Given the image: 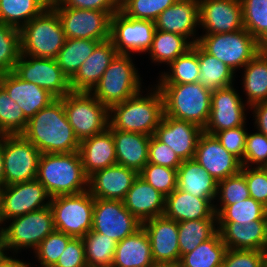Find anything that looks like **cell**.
<instances>
[{"mask_svg": "<svg viewBox=\"0 0 267 267\" xmlns=\"http://www.w3.org/2000/svg\"><path fill=\"white\" fill-rule=\"evenodd\" d=\"M41 153H73L79 151V140L68 122L63 97L56 98L28 120L21 134Z\"/></svg>", "mask_w": 267, "mask_h": 267, "instance_id": "1", "label": "cell"}, {"mask_svg": "<svg viewBox=\"0 0 267 267\" xmlns=\"http://www.w3.org/2000/svg\"><path fill=\"white\" fill-rule=\"evenodd\" d=\"M154 86L148 87L150 90L146 96L141 90L124 102L112 105L109 125L115 130L154 135L164 114L162 94Z\"/></svg>", "mask_w": 267, "mask_h": 267, "instance_id": "2", "label": "cell"}, {"mask_svg": "<svg viewBox=\"0 0 267 267\" xmlns=\"http://www.w3.org/2000/svg\"><path fill=\"white\" fill-rule=\"evenodd\" d=\"M37 180L49 196L75 195L88 190L78 151L73 153H41L38 162Z\"/></svg>", "mask_w": 267, "mask_h": 267, "instance_id": "3", "label": "cell"}, {"mask_svg": "<svg viewBox=\"0 0 267 267\" xmlns=\"http://www.w3.org/2000/svg\"><path fill=\"white\" fill-rule=\"evenodd\" d=\"M163 97L164 114L205 128L210 116L212 91L200 82L155 84Z\"/></svg>", "mask_w": 267, "mask_h": 267, "instance_id": "4", "label": "cell"}, {"mask_svg": "<svg viewBox=\"0 0 267 267\" xmlns=\"http://www.w3.org/2000/svg\"><path fill=\"white\" fill-rule=\"evenodd\" d=\"M65 40L59 17L51 7L20 29L22 55L56 59Z\"/></svg>", "mask_w": 267, "mask_h": 267, "instance_id": "5", "label": "cell"}, {"mask_svg": "<svg viewBox=\"0 0 267 267\" xmlns=\"http://www.w3.org/2000/svg\"><path fill=\"white\" fill-rule=\"evenodd\" d=\"M133 59L132 55L117 54L90 92L108 108L124 102L142 90V77Z\"/></svg>", "mask_w": 267, "mask_h": 267, "instance_id": "6", "label": "cell"}, {"mask_svg": "<svg viewBox=\"0 0 267 267\" xmlns=\"http://www.w3.org/2000/svg\"><path fill=\"white\" fill-rule=\"evenodd\" d=\"M63 106L79 142L102 133L109 126V108L90 92L71 91L63 97Z\"/></svg>", "mask_w": 267, "mask_h": 267, "instance_id": "7", "label": "cell"}, {"mask_svg": "<svg viewBox=\"0 0 267 267\" xmlns=\"http://www.w3.org/2000/svg\"><path fill=\"white\" fill-rule=\"evenodd\" d=\"M0 227L8 251H34L46 236L55 230L50 206L6 221ZM10 222V223H9Z\"/></svg>", "mask_w": 267, "mask_h": 267, "instance_id": "8", "label": "cell"}, {"mask_svg": "<svg viewBox=\"0 0 267 267\" xmlns=\"http://www.w3.org/2000/svg\"><path fill=\"white\" fill-rule=\"evenodd\" d=\"M197 43L235 73L260 52L257 40L245 28L231 33H203Z\"/></svg>", "mask_w": 267, "mask_h": 267, "instance_id": "9", "label": "cell"}, {"mask_svg": "<svg viewBox=\"0 0 267 267\" xmlns=\"http://www.w3.org/2000/svg\"><path fill=\"white\" fill-rule=\"evenodd\" d=\"M49 206L55 230L73 238H83L92 230L94 197L88 190L75 195L52 197Z\"/></svg>", "mask_w": 267, "mask_h": 267, "instance_id": "10", "label": "cell"}, {"mask_svg": "<svg viewBox=\"0 0 267 267\" xmlns=\"http://www.w3.org/2000/svg\"><path fill=\"white\" fill-rule=\"evenodd\" d=\"M58 15L67 39H110L111 17L108 11L72 7H51Z\"/></svg>", "mask_w": 267, "mask_h": 267, "instance_id": "11", "label": "cell"}, {"mask_svg": "<svg viewBox=\"0 0 267 267\" xmlns=\"http://www.w3.org/2000/svg\"><path fill=\"white\" fill-rule=\"evenodd\" d=\"M40 155L22 135H3L4 186L37 179Z\"/></svg>", "mask_w": 267, "mask_h": 267, "instance_id": "12", "label": "cell"}, {"mask_svg": "<svg viewBox=\"0 0 267 267\" xmlns=\"http://www.w3.org/2000/svg\"><path fill=\"white\" fill-rule=\"evenodd\" d=\"M155 31V22L130 18L121 10L111 17L110 40L118 54H146L152 46Z\"/></svg>", "mask_w": 267, "mask_h": 267, "instance_id": "13", "label": "cell"}, {"mask_svg": "<svg viewBox=\"0 0 267 267\" xmlns=\"http://www.w3.org/2000/svg\"><path fill=\"white\" fill-rule=\"evenodd\" d=\"M50 200L45 187L37 179L3 186L0 227L12 218L49 206Z\"/></svg>", "mask_w": 267, "mask_h": 267, "instance_id": "14", "label": "cell"}, {"mask_svg": "<svg viewBox=\"0 0 267 267\" xmlns=\"http://www.w3.org/2000/svg\"><path fill=\"white\" fill-rule=\"evenodd\" d=\"M13 72L24 81L47 90L55 98H62L71 92L69 79L58 66L56 59L21 54Z\"/></svg>", "mask_w": 267, "mask_h": 267, "instance_id": "15", "label": "cell"}, {"mask_svg": "<svg viewBox=\"0 0 267 267\" xmlns=\"http://www.w3.org/2000/svg\"><path fill=\"white\" fill-rule=\"evenodd\" d=\"M142 227L120 200L94 198L92 230L111 237L117 243Z\"/></svg>", "mask_w": 267, "mask_h": 267, "instance_id": "16", "label": "cell"}, {"mask_svg": "<svg viewBox=\"0 0 267 267\" xmlns=\"http://www.w3.org/2000/svg\"><path fill=\"white\" fill-rule=\"evenodd\" d=\"M237 92L234 85L212 91L210 116L203 132L214 135L222 130L246 125L245 111L249 106Z\"/></svg>", "mask_w": 267, "mask_h": 267, "instance_id": "17", "label": "cell"}, {"mask_svg": "<svg viewBox=\"0 0 267 267\" xmlns=\"http://www.w3.org/2000/svg\"><path fill=\"white\" fill-rule=\"evenodd\" d=\"M199 27L205 34L231 33L244 29L240 0H198Z\"/></svg>", "mask_w": 267, "mask_h": 267, "instance_id": "18", "label": "cell"}, {"mask_svg": "<svg viewBox=\"0 0 267 267\" xmlns=\"http://www.w3.org/2000/svg\"><path fill=\"white\" fill-rule=\"evenodd\" d=\"M195 160L216 180L241 171V161L229 153L214 135L203 132L197 142Z\"/></svg>", "mask_w": 267, "mask_h": 267, "instance_id": "19", "label": "cell"}, {"mask_svg": "<svg viewBox=\"0 0 267 267\" xmlns=\"http://www.w3.org/2000/svg\"><path fill=\"white\" fill-rule=\"evenodd\" d=\"M142 227L150 239L153 261L178 266L181 259L178 222L161 215L143 222Z\"/></svg>", "mask_w": 267, "mask_h": 267, "instance_id": "20", "label": "cell"}, {"mask_svg": "<svg viewBox=\"0 0 267 267\" xmlns=\"http://www.w3.org/2000/svg\"><path fill=\"white\" fill-rule=\"evenodd\" d=\"M202 133L203 129L192 122L163 114L154 136L168 145L183 161L195 157L197 142Z\"/></svg>", "mask_w": 267, "mask_h": 267, "instance_id": "21", "label": "cell"}, {"mask_svg": "<svg viewBox=\"0 0 267 267\" xmlns=\"http://www.w3.org/2000/svg\"><path fill=\"white\" fill-rule=\"evenodd\" d=\"M138 175L118 164L106 167L88 177V191L94 198L123 201Z\"/></svg>", "mask_w": 267, "mask_h": 267, "instance_id": "22", "label": "cell"}, {"mask_svg": "<svg viewBox=\"0 0 267 267\" xmlns=\"http://www.w3.org/2000/svg\"><path fill=\"white\" fill-rule=\"evenodd\" d=\"M197 26L199 28L198 0H177L155 20L157 30L182 35L192 44L199 39Z\"/></svg>", "mask_w": 267, "mask_h": 267, "instance_id": "23", "label": "cell"}, {"mask_svg": "<svg viewBox=\"0 0 267 267\" xmlns=\"http://www.w3.org/2000/svg\"><path fill=\"white\" fill-rule=\"evenodd\" d=\"M1 87L17 103L28 120L56 99L47 90L24 81L13 71L4 74Z\"/></svg>", "mask_w": 267, "mask_h": 267, "instance_id": "24", "label": "cell"}, {"mask_svg": "<svg viewBox=\"0 0 267 267\" xmlns=\"http://www.w3.org/2000/svg\"><path fill=\"white\" fill-rule=\"evenodd\" d=\"M117 54L110 39L100 42L69 80L71 91L91 92Z\"/></svg>", "mask_w": 267, "mask_h": 267, "instance_id": "25", "label": "cell"}, {"mask_svg": "<svg viewBox=\"0 0 267 267\" xmlns=\"http://www.w3.org/2000/svg\"><path fill=\"white\" fill-rule=\"evenodd\" d=\"M217 229L228 249L266 251L267 220H256L249 224L217 222Z\"/></svg>", "mask_w": 267, "mask_h": 267, "instance_id": "26", "label": "cell"}, {"mask_svg": "<svg viewBox=\"0 0 267 267\" xmlns=\"http://www.w3.org/2000/svg\"><path fill=\"white\" fill-rule=\"evenodd\" d=\"M215 198H198L178 188L165 197L163 215L176 222L217 219L214 210Z\"/></svg>", "mask_w": 267, "mask_h": 267, "instance_id": "27", "label": "cell"}, {"mask_svg": "<svg viewBox=\"0 0 267 267\" xmlns=\"http://www.w3.org/2000/svg\"><path fill=\"white\" fill-rule=\"evenodd\" d=\"M124 206L141 223L161 216L165 208V196L139 175L126 193Z\"/></svg>", "mask_w": 267, "mask_h": 267, "instance_id": "28", "label": "cell"}, {"mask_svg": "<svg viewBox=\"0 0 267 267\" xmlns=\"http://www.w3.org/2000/svg\"><path fill=\"white\" fill-rule=\"evenodd\" d=\"M112 132L118 165L140 172L148 163V151L151 136L137 132H125L113 129Z\"/></svg>", "mask_w": 267, "mask_h": 267, "instance_id": "29", "label": "cell"}, {"mask_svg": "<svg viewBox=\"0 0 267 267\" xmlns=\"http://www.w3.org/2000/svg\"><path fill=\"white\" fill-rule=\"evenodd\" d=\"M78 152L88 177L97 170L117 164L113 135L108 128L100 134L82 140Z\"/></svg>", "mask_w": 267, "mask_h": 267, "instance_id": "30", "label": "cell"}, {"mask_svg": "<svg viewBox=\"0 0 267 267\" xmlns=\"http://www.w3.org/2000/svg\"><path fill=\"white\" fill-rule=\"evenodd\" d=\"M153 263L150 239L141 227L117 243L112 267H149Z\"/></svg>", "mask_w": 267, "mask_h": 267, "instance_id": "31", "label": "cell"}, {"mask_svg": "<svg viewBox=\"0 0 267 267\" xmlns=\"http://www.w3.org/2000/svg\"><path fill=\"white\" fill-rule=\"evenodd\" d=\"M216 181L196 160H183L177 169V188L198 198H216Z\"/></svg>", "mask_w": 267, "mask_h": 267, "instance_id": "32", "label": "cell"}, {"mask_svg": "<svg viewBox=\"0 0 267 267\" xmlns=\"http://www.w3.org/2000/svg\"><path fill=\"white\" fill-rule=\"evenodd\" d=\"M245 69V70H244ZM242 86L251 107L254 104L267 101V53L259 52L246 66L242 68Z\"/></svg>", "mask_w": 267, "mask_h": 267, "instance_id": "33", "label": "cell"}, {"mask_svg": "<svg viewBox=\"0 0 267 267\" xmlns=\"http://www.w3.org/2000/svg\"><path fill=\"white\" fill-rule=\"evenodd\" d=\"M198 61L200 68V78L198 82H200L203 87L214 91L235 84V72L225 63L207 53L199 44Z\"/></svg>", "mask_w": 267, "mask_h": 267, "instance_id": "34", "label": "cell"}, {"mask_svg": "<svg viewBox=\"0 0 267 267\" xmlns=\"http://www.w3.org/2000/svg\"><path fill=\"white\" fill-rule=\"evenodd\" d=\"M168 71L159 74V80L156 84H186L197 83L200 78V68L198 61V43L192 44V47L169 65Z\"/></svg>", "mask_w": 267, "mask_h": 267, "instance_id": "35", "label": "cell"}, {"mask_svg": "<svg viewBox=\"0 0 267 267\" xmlns=\"http://www.w3.org/2000/svg\"><path fill=\"white\" fill-rule=\"evenodd\" d=\"M191 47L192 43L186 37L156 29L152 46L147 53L152 63H157L159 66L163 63L168 67L172 61L184 55Z\"/></svg>", "mask_w": 267, "mask_h": 267, "instance_id": "36", "label": "cell"}, {"mask_svg": "<svg viewBox=\"0 0 267 267\" xmlns=\"http://www.w3.org/2000/svg\"><path fill=\"white\" fill-rule=\"evenodd\" d=\"M226 250L227 247L217 231L192 252L184 254L177 267H222Z\"/></svg>", "mask_w": 267, "mask_h": 267, "instance_id": "37", "label": "cell"}, {"mask_svg": "<svg viewBox=\"0 0 267 267\" xmlns=\"http://www.w3.org/2000/svg\"><path fill=\"white\" fill-rule=\"evenodd\" d=\"M100 41L91 39H67L58 52L56 61L64 75L70 80L83 62L93 53Z\"/></svg>", "mask_w": 267, "mask_h": 267, "instance_id": "38", "label": "cell"}, {"mask_svg": "<svg viewBox=\"0 0 267 267\" xmlns=\"http://www.w3.org/2000/svg\"><path fill=\"white\" fill-rule=\"evenodd\" d=\"M47 7L42 0H0V21L20 30Z\"/></svg>", "mask_w": 267, "mask_h": 267, "instance_id": "39", "label": "cell"}, {"mask_svg": "<svg viewBox=\"0 0 267 267\" xmlns=\"http://www.w3.org/2000/svg\"><path fill=\"white\" fill-rule=\"evenodd\" d=\"M217 219H197L178 222V243L181 257L192 252L216 232Z\"/></svg>", "mask_w": 267, "mask_h": 267, "instance_id": "40", "label": "cell"}, {"mask_svg": "<svg viewBox=\"0 0 267 267\" xmlns=\"http://www.w3.org/2000/svg\"><path fill=\"white\" fill-rule=\"evenodd\" d=\"M88 267H112L117 242L105 234L88 232L83 238Z\"/></svg>", "mask_w": 267, "mask_h": 267, "instance_id": "41", "label": "cell"}, {"mask_svg": "<svg viewBox=\"0 0 267 267\" xmlns=\"http://www.w3.org/2000/svg\"><path fill=\"white\" fill-rule=\"evenodd\" d=\"M217 222H237L249 224L256 220H266L267 208L253 198H247L228 206H214Z\"/></svg>", "mask_w": 267, "mask_h": 267, "instance_id": "42", "label": "cell"}, {"mask_svg": "<svg viewBox=\"0 0 267 267\" xmlns=\"http://www.w3.org/2000/svg\"><path fill=\"white\" fill-rule=\"evenodd\" d=\"M28 119L7 92L0 87V136L21 135L27 126Z\"/></svg>", "mask_w": 267, "mask_h": 267, "instance_id": "43", "label": "cell"}, {"mask_svg": "<svg viewBox=\"0 0 267 267\" xmlns=\"http://www.w3.org/2000/svg\"><path fill=\"white\" fill-rule=\"evenodd\" d=\"M20 56V30L0 21V71L12 72Z\"/></svg>", "mask_w": 267, "mask_h": 267, "instance_id": "44", "label": "cell"}, {"mask_svg": "<svg viewBox=\"0 0 267 267\" xmlns=\"http://www.w3.org/2000/svg\"><path fill=\"white\" fill-rule=\"evenodd\" d=\"M72 238L57 230L46 236L33 251L34 257L40 263L38 267H53Z\"/></svg>", "mask_w": 267, "mask_h": 267, "instance_id": "45", "label": "cell"}, {"mask_svg": "<svg viewBox=\"0 0 267 267\" xmlns=\"http://www.w3.org/2000/svg\"><path fill=\"white\" fill-rule=\"evenodd\" d=\"M177 0H123L120 10L128 17L155 22L166 8Z\"/></svg>", "mask_w": 267, "mask_h": 267, "instance_id": "46", "label": "cell"}, {"mask_svg": "<svg viewBox=\"0 0 267 267\" xmlns=\"http://www.w3.org/2000/svg\"><path fill=\"white\" fill-rule=\"evenodd\" d=\"M250 198V192L244 174L239 173L229 176L218 182L217 195L214 206H228Z\"/></svg>", "mask_w": 267, "mask_h": 267, "instance_id": "47", "label": "cell"}, {"mask_svg": "<svg viewBox=\"0 0 267 267\" xmlns=\"http://www.w3.org/2000/svg\"><path fill=\"white\" fill-rule=\"evenodd\" d=\"M139 176L165 197L177 188V170L170 167L147 163Z\"/></svg>", "mask_w": 267, "mask_h": 267, "instance_id": "48", "label": "cell"}, {"mask_svg": "<svg viewBox=\"0 0 267 267\" xmlns=\"http://www.w3.org/2000/svg\"><path fill=\"white\" fill-rule=\"evenodd\" d=\"M243 26L257 40L267 30V0H240Z\"/></svg>", "mask_w": 267, "mask_h": 267, "instance_id": "49", "label": "cell"}, {"mask_svg": "<svg viewBox=\"0 0 267 267\" xmlns=\"http://www.w3.org/2000/svg\"><path fill=\"white\" fill-rule=\"evenodd\" d=\"M242 166L267 167V136L261 132L247 133Z\"/></svg>", "mask_w": 267, "mask_h": 267, "instance_id": "50", "label": "cell"}, {"mask_svg": "<svg viewBox=\"0 0 267 267\" xmlns=\"http://www.w3.org/2000/svg\"><path fill=\"white\" fill-rule=\"evenodd\" d=\"M222 267H267V252L227 248Z\"/></svg>", "mask_w": 267, "mask_h": 267, "instance_id": "51", "label": "cell"}, {"mask_svg": "<svg viewBox=\"0 0 267 267\" xmlns=\"http://www.w3.org/2000/svg\"><path fill=\"white\" fill-rule=\"evenodd\" d=\"M250 197L267 208V167L242 166Z\"/></svg>", "mask_w": 267, "mask_h": 267, "instance_id": "52", "label": "cell"}, {"mask_svg": "<svg viewBox=\"0 0 267 267\" xmlns=\"http://www.w3.org/2000/svg\"><path fill=\"white\" fill-rule=\"evenodd\" d=\"M245 126L222 130L214 134L223 147L241 162L243 161L246 136L248 133L247 126L246 128Z\"/></svg>", "mask_w": 267, "mask_h": 267, "instance_id": "53", "label": "cell"}, {"mask_svg": "<svg viewBox=\"0 0 267 267\" xmlns=\"http://www.w3.org/2000/svg\"><path fill=\"white\" fill-rule=\"evenodd\" d=\"M148 163L178 169L182 163L181 158L166 144L159 141L154 135L151 136Z\"/></svg>", "mask_w": 267, "mask_h": 267, "instance_id": "54", "label": "cell"}, {"mask_svg": "<svg viewBox=\"0 0 267 267\" xmlns=\"http://www.w3.org/2000/svg\"><path fill=\"white\" fill-rule=\"evenodd\" d=\"M53 267H88L82 238H72Z\"/></svg>", "mask_w": 267, "mask_h": 267, "instance_id": "55", "label": "cell"}, {"mask_svg": "<svg viewBox=\"0 0 267 267\" xmlns=\"http://www.w3.org/2000/svg\"><path fill=\"white\" fill-rule=\"evenodd\" d=\"M52 7H72L108 11L112 15L120 10V4L116 0H61L59 4Z\"/></svg>", "mask_w": 267, "mask_h": 267, "instance_id": "56", "label": "cell"}, {"mask_svg": "<svg viewBox=\"0 0 267 267\" xmlns=\"http://www.w3.org/2000/svg\"><path fill=\"white\" fill-rule=\"evenodd\" d=\"M252 110L254 120V128L258 132L267 136V101L262 103H257L249 107Z\"/></svg>", "mask_w": 267, "mask_h": 267, "instance_id": "57", "label": "cell"}, {"mask_svg": "<svg viewBox=\"0 0 267 267\" xmlns=\"http://www.w3.org/2000/svg\"><path fill=\"white\" fill-rule=\"evenodd\" d=\"M31 262H24L19 258H16L15 253L13 256L6 254L0 261V267H31Z\"/></svg>", "mask_w": 267, "mask_h": 267, "instance_id": "58", "label": "cell"}, {"mask_svg": "<svg viewBox=\"0 0 267 267\" xmlns=\"http://www.w3.org/2000/svg\"><path fill=\"white\" fill-rule=\"evenodd\" d=\"M0 184L4 186L3 135L0 136Z\"/></svg>", "mask_w": 267, "mask_h": 267, "instance_id": "59", "label": "cell"}, {"mask_svg": "<svg viewBox=\"0 0 267 267\" xmlns=\"http://www.w3.org/2000/svg\"><path fill=\"white\" fill-rule=\"evenodd\" d=\"M260 52L267 53V30L257 39Z\"/></svg>", "mask_w": 267, "mask_h": 267, "instance_id": "60", "label": "cell"}, {"mask_svg": "<svg viewBox=\"0 0 267 267\" xmlns=\"http://www.w3.org/2000/svg\"><path fill=\"white\" fill-rule=\"evenodd\" d=\"M7 251L8 250H7L5 243H4L3 234H2L1 229H0V261L7 254Z\"/></svg>", "mask_w": 267, "mask_h": 267, "instance_id": "61", "label": "cell"}, {"mask_svg": "<svg viewBox=\"0 0 267 267\" xmlns=\"http://www.w3.org/2000/svg\"><path fill=\"white\" fill-rule=\"evenodd\" d=\"M149 267H177L175 265L169 264V263H153Z\"/></svg>", "mask_w": 267, "mask_h": 267, "instance_id": "62", "label": "cell"}, {"mask_svg": "<svg viewBox=\"0 0 267 267\" xmlns=\"http://www.w3.org/2000/svg\"><path fill=\"white\" fill-rule=\"evenodd\" d=\"M48 7L59 4L61 0H42Z\"/></svg>", "mask_w": 267, "mask_h": 267, "instance_id": "63", "label": "cell"}, {"mask_svg": "<svg viewBox=\"0 0 267 267\" xmlns=\"http://www.w3.org/2000/svg\"><path fill=\"white\" fill-rule=\"evenodd\" d=\"M4 74L5 73H3V72L0 71V87L2 85V79H3Z\"/></svg>", "mask_w": 267, "mask_h": 267, "instance_id": "64", "label": "cell"}, {"mask_svg": "<svg viewBox=\"0 0 267 267\" xmlns=\"http://www.w3.org/2000/svg\"><path fill=\"white\" fill-rule=\"evenodd\" d=\"M2 185L0 184V206H1V192H2Z\"/></svg>", "mask_w": 267, "mask_h": 267, "instance_id": "65", "label": "cell"}, {"mask_svg": "<svg viewBox=\"0 0 267 267\" xmlns=\"http://www.w3.org/2000/svg\"><path fill=\"white\" fill-rule=\"evenodd\" d=\"M119 4L123 1V0H116Z\"/></svg>", "mask_w": 267, "mask_h": 267, "instance_id": "66", "label": "cell"}]
</instances>
